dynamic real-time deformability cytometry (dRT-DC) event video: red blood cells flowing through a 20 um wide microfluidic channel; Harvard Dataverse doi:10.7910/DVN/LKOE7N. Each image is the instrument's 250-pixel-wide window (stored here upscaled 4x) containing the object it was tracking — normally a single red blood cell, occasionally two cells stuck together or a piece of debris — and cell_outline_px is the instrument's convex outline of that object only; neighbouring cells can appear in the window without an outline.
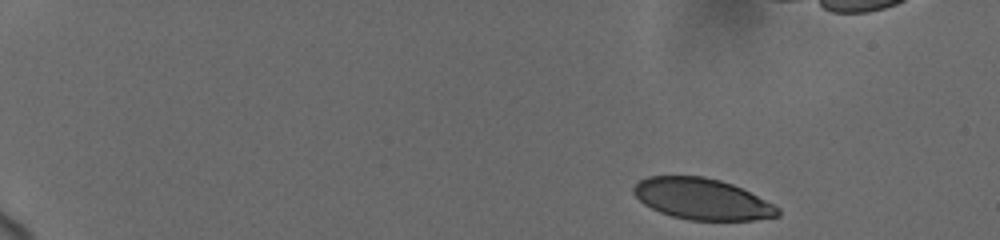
{"species": "human", "species_latin": "Homo sapiens", "temperature_condition": "cold", "stored_images_in_passage": 11, "segment_of_instrument_passage": [1, 2], "camera_frame_rate_fps": 3000, "um_per_image_px": 0.085, "donor": {"sex": "female"}, "frame": {"image": 1, "passage_image": 1, "time_ms": 0.0, "image_size_px": [1000, 240], "cell_outline_px": [[780, 216], [752, 220], [688, 220], [672, 216], [660, 212], [644, 204], [632, 192], [632, 188], [640, 180], [648, 176], [704, 176], [720, 180], [732, 184], [780, 208]], "centroid_in_image_um": [59.65, 16.92], "position_along_channel_um": 25.3, "area_um2": 34.33}}
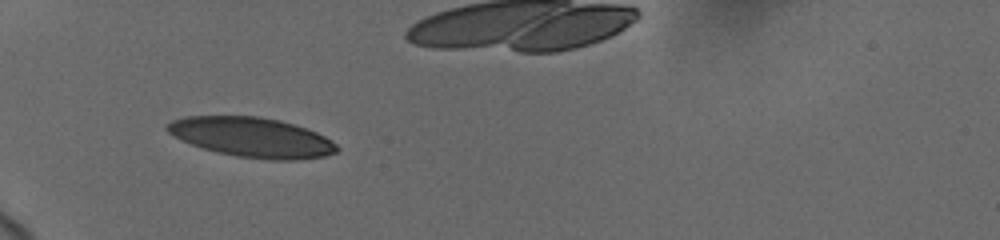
{"frame": {"image": 2, "passage_image": 7, "time_ms": 4.333, "image_size_px": [1000, 240], "cell_outline_px": [[340, 148], [336, 152], [324, 156], [296, 160], [268, 160], [236, 156], [216, 152], [192, 144], [168, 132], [164, 128], [172, 120], [188, 116], [260, 116], [280, 120], [296, 124], [316, 132], [332, 140]], "centroid_in_image_um": [21.45, 11.67], "position_along_channel_um": 63.5, "area_um2": 39.3}}
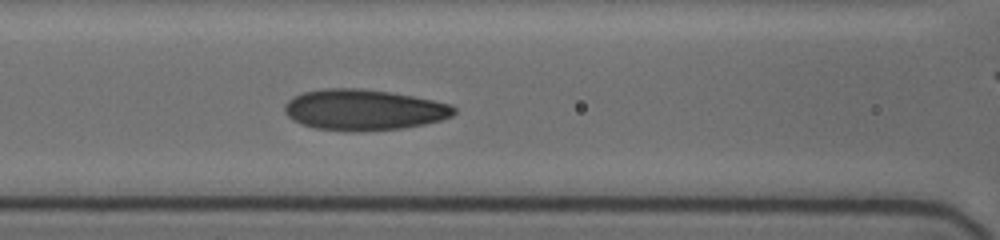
{"frame": {"image": 3, "passage_image": 10, "time_ms": 6.667, "image_size_px": [1000, 240], "cell_outline_px": [[456, 112], [452, 116], [440, 120], [424, 124], [404, 128], [360, 132], [348, 132], [316, 128], [292, 120], [284, 112], [284, 104], [292, 96], [304, 92], [324, 88], [360, 88], [388, 92], [412, 96], [432, 100], [448, 104], [456, 108]], "centroid_in_image_um": [30.88, 9.34], "position_along_channel_um": 135.7, "area_um2": 40.46}}